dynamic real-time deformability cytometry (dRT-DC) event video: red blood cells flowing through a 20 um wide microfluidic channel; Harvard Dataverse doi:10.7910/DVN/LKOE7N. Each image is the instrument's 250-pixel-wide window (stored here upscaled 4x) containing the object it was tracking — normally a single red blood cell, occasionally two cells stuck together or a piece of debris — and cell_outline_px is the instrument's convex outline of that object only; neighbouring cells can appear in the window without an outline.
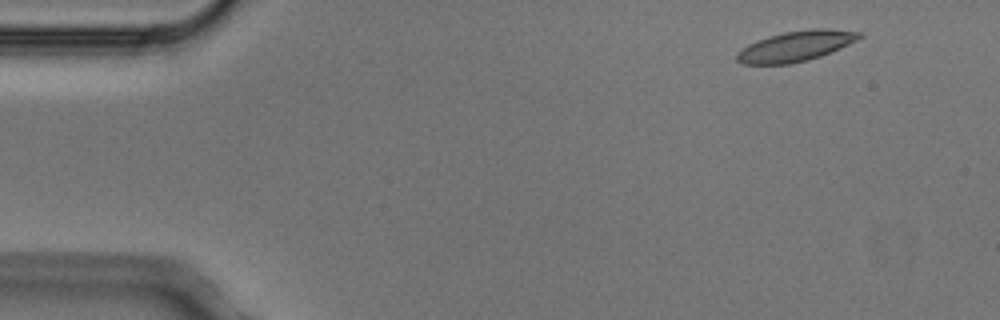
{"species": "Egyptian fruit bat (a non-hibernating species)", "species_latin": "Rousettus aegyptiacus", "temperature_condition": "cold", "stored_images_in_passage": 3, "camera_frame_rate_fps": 3000, "um_per_image_px": 0.085, "animal": {"sex": "male"}, "frame": {"image": 1, "passage_image": 1, "time_ms": 0.0, "image_size_px": [1000, 320], "cell_outline_px": [[864, 36], [840, 48], [820, 56], [808, 60], [792, 64], [744, 64], [736, 60], [736, 52], [748, 44], [756, 40], [768, 36], [784, 32], [812, 28], [832, 28], [864, 32]], "centroid_in_image_um": [67.66, 3.91], "position_along_channel_um": 17.3, "area_um2": 21.91}}